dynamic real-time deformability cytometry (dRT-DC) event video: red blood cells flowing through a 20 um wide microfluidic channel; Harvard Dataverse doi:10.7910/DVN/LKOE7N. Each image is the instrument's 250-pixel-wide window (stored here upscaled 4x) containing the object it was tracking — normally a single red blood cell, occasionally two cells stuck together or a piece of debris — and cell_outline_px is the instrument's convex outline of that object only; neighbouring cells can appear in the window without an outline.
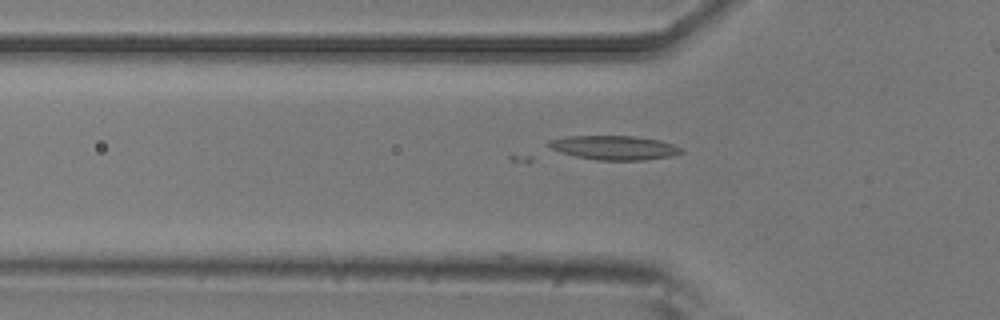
{"species": "common noctule bat (a hibernating species)", "species_latin": "Nyctalus noctula", "temperature_condition": "room temperature", "stored_images_in_passage": 4, "camera_frame_rate_fps": 3000, "um_per_image_px": 0.085, "animal": {"sex": "male", "body_mass_g": 20.5, "forearm_length_mm": 52.5}, "frame": {"image": 1, "passage_image": 4, "time_ms": 1.0, "image_size_px": [1000, 320], "cell_outline_px": [[684, 152], [672, 156], [644, 160], [596, 160], [576, 156], [560, 152], [552, 148], [548, 144], [548, 140], [568, 136], [632, 136], [660, 140], [672, 144], [680, 148]], "centroid_in_image_um": [52.22, 12.55], "position_along_channel_um": 73.6, "area_um2": 18.5}}